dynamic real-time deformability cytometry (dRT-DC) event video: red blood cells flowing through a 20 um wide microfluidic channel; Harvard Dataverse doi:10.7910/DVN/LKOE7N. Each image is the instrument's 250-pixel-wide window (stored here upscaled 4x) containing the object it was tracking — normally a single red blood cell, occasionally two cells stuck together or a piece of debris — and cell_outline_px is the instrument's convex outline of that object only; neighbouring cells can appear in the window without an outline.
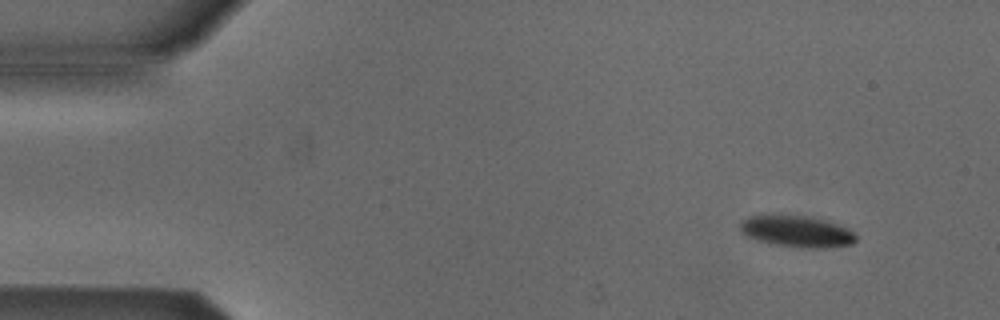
{"species": "Egyptian fruit bat (a non-hibernating species)", "species_latin": "Rousettus aegyptiacus", "temperature_condition": "cold", "stored_images_in_passage": 5, "camera_frame_rate_fps": 3000, "um_per_image_px": 0.085, "animal": {"sex": "male"}, "frame": {"image": 1, "passage_image": 1, "time_ms": 0.0, "image_size_px": [1000, 320], "cell_outline_px": [[856, 240], [852, 244], [824, 248], [796, 248], [768, 244], [756, 240], [740, 232], [740, 220], [748, 216], [804, 216], [824, 220], [848, 228], [856, 236]], "centroid_in_image_um": [67.69, 19.7], "position_along_channel_um": 17.3, "area_um2": 21.21}}
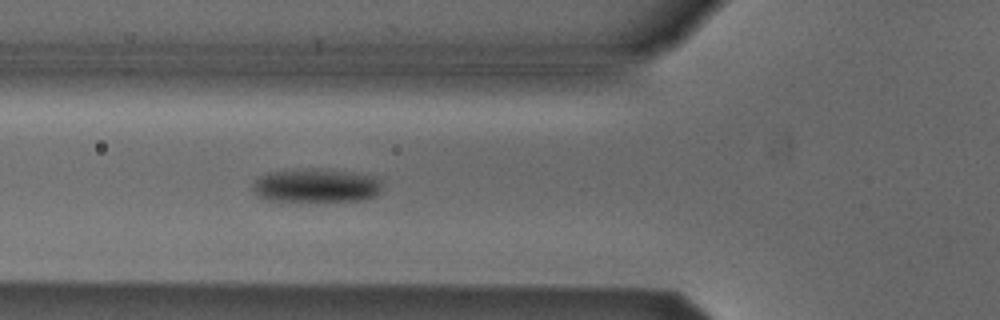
{"frame": {"image": 2, "passage_image": 5, "time_ms": 4.667, "image_size_px": [1000, 320], "cell_outline_px": [[380, 192], [376, 196], [364, 200], [268, 200], [256, 196], [252, 192], [252, 184], [260, 176], [268, 172], [320, 168], [352, 172], [376, 176], [380, 180]], "centroid_in_image_um": [26.87, 15.76], "position_along_channel_um": 98.9, "area_um2": 25.32}}